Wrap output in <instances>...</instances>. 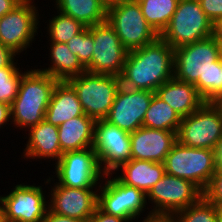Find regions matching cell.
<instances>
[{
  "mask_svg": "<svg viewBox=\"0 0 222 222\" xmlns=\"http://www.w3.org/2000/svg\"><path fill=\"white\" fill-rule=\"evenodd\" d=\"M179 222H217V206L203 196L191 206L175 213Z\"/></svg>",
  "mask_w": 222,
  "mask_h": 222,
  "instance_id": "obj_29",
  "label": "cell"
},
{
  "mask_svg": "<svg viewBox=\"0 0 222 222\" xmlns=\"http://www.w3.org/2000/svg\"><path fill=\"white\" fill-rule=\"evenodd\" d=\"M66 44L69 50L79 58L81 64L86 68L91 63L93 56V26L85 27Z\"/></svg>",
  "mask_w": 222,
  "mask_h": 222,
  "instance_id": "obj_31",
  "label": "cell"
},
{
  "mask_svg": "<svg viewBox=\"0 0 222 222\" xmlns=\"http://www.w3.org/2000/svg\"><path fill=\"white\" fill-rule=\"evenodd\" d=\"M215 162L222 169V139L217 143L215 148Z\"/></svg>",
  "mask_w": 222,
  "mask_h": 222,
  "instance_id": "obj_41",
  "label": "cell"
},
{
  "mask_svg": "<svg viewBox=\"0 0 222 222\" xmlns=\"http://www.w3.org/2000/svg\"><path fill=\"white\" fill-rule=\"evenodd\" d=\"M214 37H222V17L214 23Z\"/></svg>",
  "mask_w": 222,
  "mask_h": 222,
  "instance_id": "obj_42",
  "label": "cell"
},
{
  "mask_svg": "<svg viewBox=\"0 0 222 222\" xmlns=\"http://www.w3.org/2000/svg\"><path fill=\"white\" fill-rule=\"evenodd\" d=\"M219 58L214 35L174 49V78L193 84L207 102V72Z\"/></svg>",
  "mask_w": 222,
  "mask_h": 222,
  "instance_id": "obj_3",
  "label": "cell"
},
{
  "mask_svg": "<svg viewBox=\"0 0 222 222\" xmlns=\"http://www.w3.org/2000/svg\"><path fill=\"white\" fill-rule=\"evenodd\" d=\"M106 6L120 2L121 0H101Z\"/></svg>",
  "mask_w": 222,
  "mask_h": 222,
  "instance_id": "obj_45",
  "label": "cell"
},
{
  "mask_svg": "<svg viewBox=\"0 0 222 222\" xmlns=\"http://www.w3.org/2000/svg\"><path fill=\"white\" fill-rule=\"evenodd\" d=\"M16 55L10 48L0 43V68L7 67L15 59Z\"/></svg>",
  "mask_w": 222,
  "mask_h": 222,
  "instance_id": "obj_38",
  "label": "cell"
},
{
  "mask_svg": "<svg viewBox=\"0 0 222 222\" xmlns=\"http://www.w3.org/2000/svg\"><path fill=\"white\" fill-rule=\"evenodd\" d=\"M0 199L3 219L11 222H41L48 210L42 186L17 184Z\"/></svg>",
  "mask_w": 222,
  "mask_h": 222,
  "instance_id": "obj_15",
  "label": "cell"
},
{
  "mask_svg": "<svg viewBox=\"0 0 222 222\" xmlns=\"http://www.w3.org/2000/svg\"><path fill=\"white\" fill-rule=\"evenodd\" d=\"M119 169L123 173L116 177L122 183L135 187L146 195L166 174L164 163L148 160L131 159L129 162L123 163L117 170L119 171Z\"/></svg>",
  "mask_w": 222,
  "mask_h": 222,
  "instance_id": "obj_22",
  "label": "cell"
},
{
  "mask_svg": "<svg viewBox=\"0 0 222 222\" xmlns=\"http://www.w3.org/2000/svg\"><path fill=\"white\" fill-rule=\"evenodd\" d=\"M163 163L166 174L191 181L202 192L218 168L215 150L188 147L179 141L174 143Z\"/></svg>",
  "mask_w": 222,
  "mask_h": 222,
  "instance_id": "obj_5",
  "label": "cell"
},
{
  "mask_svg": "<svg viewBox=\"0 0 222 222\" xmlns=\"http://www.w3.org/2000/svg\"><path fill=\"white\" fill-rule=\"evenodd\" d=\"M95 123V119L84 114L58 126L62 153L93 147Z\"/></svg>",
  "mask_w": 222,
  "mask_h": 222,
  "instance_id": "obj_23",
  "label": "cell"
},
{
  "mask_svg": "<svg viewBox=\"0 0 222 222\" xmlns=\"http://www.w3.org/2000/svg\"><path fill=\"white\" fill-rule=\"evenodd\" d=\"M180 0H142L139 2L147 23L160 35L167 27Z\"/></svg>",
  "mask_w": 222,
  "mask_h": 222,
  "instance_id": "obj_27",
  "label": "cell"
},
{
  "mask_svg": "<svg viewBox=\"0 0 222 222\" xmlns=\"http://www.w3.org/2000/svg\"><path fill=\"white\" fill-rule=\"evenodd\" d=\"M176 141V132L140 127L130 133L132 159L163 163Z\"/></svg>",
  "mask_w": 222,
  "mask_h": 222,
  "instance_id": "obj_18",
  "label": "cell"
},
{
  "mask_svg": "<svg viewBox=\"0 0 222 222\" xmlns=\"http://www.w3.org/2000/svg\"><path fill=\"white\" fill-rule=\"evenodd\" d=\"M221 139L222 115L213 102H205L181 119L177 141L182 145L215 150Z\"/></svg>",
  "mask_w": 222,
  "mask_h": 222,
  "instance_id": "obj_8",
  "label": "cell"
},
{
  "mask_svg": "<svg viewBox=\"0 0 222 222\" xmlns=\"http://www.w3.org/2000/svg\"><path fill=\"white\" fill-rule=\"evenodd\" d=\"M214 35V24L198 0H180L167 27L159 35L173 49Z\"/></svg>",
  "mask_w": 222,
  "mask_h": 222,
  "instance_id": "obj_4",
  "label": "cell"
},
{
  "mask_svg": "<svg viewBox=\"0 0 222 222\" xmlns=\"http://www.w3.org/2000/svg\"><path fill=\"white\" fill-rule=\"evenodd\" d=\"M21 2H32V0H20Z\"/></svg>",
  "mask_w": 222,
  "mask_h": 222,
  "instance_id": "obj_48",
  "label": "cell"
},
{
  "mask_svg": "<svg viewBox=\"0 0 222 222\" xmlns=\"http://www.w3.org/2000/svg\"><path fill=\"white\" fill-rule=\"evenodd\" d=\"M58 80L38 69L24 72L15 100L11 104V123L27 128L45 120L54 87Z\"/></svg>",
  "mask_w": 222,
  "mask_h": 222,
  "instance_id": "obj_2",
  "label": "cell"
},
{
  "mask_svg": "<svg viewBox=\"0 0 222 222\" xmlns=\"http://www.w3.org/2000/svg\"><path fill=\"white\" fill-rule=\"evenodd\" d=\"M213 103L216 105V107L220 110L221 115H222V96L216 98Z\"/></svg>",
  "mask_w": 222,
  "mask_h": 222,
  "instance_id": "obj_43",
  "label": "cell"
},
{
  "mask_svg": "<svg viewBox=\"0 0 222 222\" xmlns=\"http://www.w3.org/2000/svg\"><path fill=\"white\" fill-rule=\"evenodd\" d=\"M181 119L180 115L167 102L154 94L145 114L142 127L178 133Z\"/></svg>",
  "mask_w": 222,
  "mask_h": 222,
  "instance_id": "obj_26",
  "label": "cell"
},
{
  "mask_svg": "<svg viewBox=\"0 0 222 222\" xmlns=\"http://www.w3.org/2000/svg\"><path fill=\"white\" fill-rule=\"evenodd\" d=\"M217 222H222V206H217Z\"/></svg>",
  "mask_w": 222,
  "mask_h": 222,
  "instance_id": "obj_44",
  "label": "cell"
},
{
  "mask_svg": "<svg viewBox=\"0 0 222 222\" xmlns=\"http://www.w3.org/2000/svg\"><path fill=\"white\" fill-rule=\"evenodd\" d=\"M154 94L152 91L133 90L121 86L105 120L129 133L136 131L142 127Z\"/></svg>",
  "mask_w": 222,
  "mask_h": 222,
  "instance_id": "obj_16",
  "label": "cell"
},
{
  "mask_svg": "<svg viewBox=\"0 0 222 222\" xmlns=\"http://www.w3.org/2000/svg\"><path fill=\"white\" fill-rule=\"evenodd\" d=\"M218 40L220 47V57L222 58V37H215Z\"/></svg>",
  "mask_w": 222,
  "mask_h": 222,
  "instance_id": "obj_46",
  "label": "cell"
},
{
  "mask_svg": "<svg viewBox=\"0 0 222 222\" xmlns=\"http://www.w3.org/2000/svg\"><path fill=\"white\" fill-rule=\"evenodd\" d=\"M84 114L73 86L68 81H58L45 113V121L60 126L62 123Z\"/></svg>",
  "mask_w": 222,
  "mask_h": 222,
  "instance_id": "obj_19",
  "label": "cell"
},
{
  "mask_svg": "<svg viewBox=\"0 0 222 222\" xmlns=\"http://www.w3.org/2000/svg\"><path fill=\"white\" fill-rule=\"evenodd\" d=\"M98 194L97 207L109 215L119 216L127 222L141 215L147 205V195L135 188L122 183L117 177L106 178Z\"/></svg>",
  "mask_w": 222,
  "mask_h": 222,
  "instance_id": "obj_12",
  "label": "cell"
},
{
  "mask_svg": "<svg viewBox=\"0 0 222 222\" xmlns=\"http://www.w3.org/2000/svg\"><path fill=\"white\" fill-rule=\"evenodd\" d=\"M203 197L216 206H222V169L217 168L212 175L207 187L203 191Z\"/></svg>",
  "mask_w": 222,
  "mask_h": 222,
  "instance_id": "obj_33",
  "label": "cell"
},
{
  "mask_svg": "<svg viewBox=\"0 0 222 222\" xmlns=\"http://www.w3.org/2000/svg\"><path fill=\"white\" fill-rule=\"evenodd\" d=\"M93 149L101 170L105 174H114L123 163L132 159L130 133L105 119L96 120Z\"/></svg>",
  "mask_w": 222,
  "mask_h": 222,
  "instance_id": "obj_10",
  "label": "cell"
},
{
  "mask_svg": "<svg viewBox=\"0 0 222 222\" xmlns=\"http://www.w3.org/2000/svg\"><path fill=\"white\" fill-rule=\"evenodd\" d=\"M93 42V56L86 70L120 77L129 51L107 20L93 26Z\"/></svg>",
  "mask_w": 222,
  "mask_h": 222,
  "instance_id": "obj_11",
  "label": "cell"
},
{
  "mask_svg": "<svg viewBox=\"0 0 222 222\" xmlns=\"http://www.w3.org/2000/svg\"><path fill=\"white\" fill-rule=\"evenodd\" d=\"M222 96V58L207 72V102H213Z\"/></svg>",
  "mask_w": 222,
  "mask_h": 222,
  "instance_id": "obj_32",
  "label": "cell"
},
{
  "mask_svg": "<svg viewBox=\"0 0 222 222\" xmlns=\"http://www.w3.org/2000/svg\"><path fill=\"white\" fill-rule=\"evenodd\" d=\"M50 44L49 57L51 59L49 60L52 65H49L48 69H38L39 71L49 74L58 81H68L87 71L79 58L69 50L66 43L51 42Z\"/></svg>",
  "mask_w": 222,
  "mask_h": 222,
  "instance_id": "obj_24",
  "label": "cell"
},
{
  "mask_svg": "<svg viewBox=\"0 0 222 222\" xmlns=\"http://www.w3.org/2000/svg\"><path fill=\"white\" fill-rule=\"evenodd\" d=\"M87 222H127V221L119 216L106 214L97 207L93 215L88 219Z\"/></svg>",
  "mask_w": 222,
  "mask_h": 222,
  "instance_id": "obj_35",
  "label": "cell"
},
{
  "mask_svg": "<svg viewBox=\"0 0 222 222\" xmlns=\"http://www.w3.org/2000/svg\"><path fill=\"white\" fill-rule=\"evenodd\" d=\"M20 3V0H0V18L12 11Z\"/></svg>",
  "mask_w": 222,
  "mask_h": 222,
  "instance_id": "obj_40",
  "label": "cell"
},
{
  "mask_svg": "<svg viewBox=\"0 0 222 222\" xmlns=\"http://www.w3.org/2000/svg\"><path fill=\"white\" fill-rule=\"evenodd\" d=\"M3 219V212H2V201L0 199V221Z\"/></svg>",
  "mask_w": 222,
  "mask_h": 222,
  "instance_id": "obj_47",
  "label": "cell"
},
{
  "mask_svg": "<svg viewBox=\"0 0 222 222\" xmlns=\"http://www.w3.org/2000/svg\"><path fill=\"white\" fill-rule=\"evenodd\" d=\"M41 222H87V221L58 215L56 213L51 212L48 209L45 213L44 218L41 220Z\"/></svg>",
  "mask_w": 222,
  "mask_h": 222,
  "instance_id": "obj_37",
  "label": "cell"
},
{
  "mask_svg": "<svg viewBox=\"0 0 222 222\" xmlns=\"http://www.w3.org/2000/svg\"><path fill=\"white\" fill-rule=\"evenodd\" d=\"M106 20L128 51L139 49L159 37L144 18L139 2L121 0L107 6Z\"/></svg>",
  "mask_w": 222,
  "mask_h": 222,
  "instance_id": "obj_6",
  "label": "cell"
},
{
  "mask_svg": "<svg viewBox=\"0 0 222 222\" xmlns=\"http://www.w3.org/2000/svg\"><path fill=\"white\" fill-rule=\"evenodd\" d=\"M97 191H93V188H69L55 183L50 191L48 209L58 215L88 221L97 208Z\"/></svg>",
  "mask_w": 222,
  "mask_h": 222,
  "instance_id": "obj_17",
  "label": "cell"
},
{
  "mask_svg": "<svg viewBox=\"0 0 222 222\" xmlns=\"http://www.w3.org/2000/svg\"><path fill=\"white\" fill-rule=\"evenodd\" d=\"M0 222H11V221H7L5 219H2Z\"/></svg>",
  "mask_w": 222,
  "mask_h": 222,
  "instance_id": "obj_49",
  "label": "cell"
},
{
  "mask_svg": "<svg viewBox=\"0 0 222 222\" xmlns=\"http://www.w3.org/2000/svg\"><path fill=\"white\" fill-rule=\"evenodd\" d=\"M28 141L24 150V157L51 158L59 161L62 151L59 144L58 126L49 124L43 120L29 128Z\"/></svg>",
  "mask_w": 222,
  "mask_h": 222,
  "instance_id": "obj_21",
  "label": "cell"
},
{
  "mask_svg": "<svg viewBox=\"0 0 222 222\" xmlns=\"http://www.w3.org/2000/svg\"><path fill=\"white\" fill-rule=\"evenodd\" d=\"M142 222H179L175 214L149 212Z\"/></svg>",
  "mask_w": 222,
  "mask_h": 222,
  "instance_id": "obj_36",
  "label": "cell"
},
{
  "mask_svg": "<svg viewBox=\"0 0 222 222\" xmlns=\"http://www.w3.org/2000/svg\"><path fill=\"white\" fill-rule=\"evenodd\" d=\"M49 20L48 32L51 42L66 43L76 34L80 33L86 26L78 20L61 12Z\"/></svg>",
  "mask_w": 222,
  "mask_h": 222,
  "instance_id": "obj_28",
  "label": "cell"
},
{
  "mask_svg": "<svg viewBox=\"0 0 222 222\" xmlns=\"http://www.w3.org/2000/svg\"><path fill=\"white\" fill-rule=\"evenodd\" d=\"M202 196L203 192L191 181L165 174L148 192L147 199L155 205L151 213L175 214Z\"/></svg>",
  "mask_w": 222,
  "mask_h": 222,
  "instance_id": "obj_14",
  "label": "cell"
},
{
  "mask_svg": "<svg viewBox=\"0 0 222 222\" xmlns=\"http://www.w3.org/2000/svg\"><path fill=\"white\" fill-rule=\"evenodd\" d=\"M155 94L167 102L181 118L190 115L206 102L193 84L174 77L163 83Z\"/></svg>",
  "mask_w": 222,
  "mask_h": 222,
  "instance_id": "obj_20",
  "label": "cell"
},
{
  "mask_svg": "<svg viewBox=\"0 0 222 222\" xmlns=\"http://www.w3.org/2000/svg\"><path fill=\"white\" fill-rule=\"evenodd\" d=\"M33 2H21L0 18V43L19 55L33 41L39 13ZM38 15V16H37Z\"/></svg>",
  "mask_w": 222,
  "mask_h": 222,
  "instance_id": "obj_13",
  "label": "cell"
},
{
  "mask_svg": "<svg viewBox=\"0 0 222 222\" xmlns=\"http://www.w3.org/2000/svg\"><path fill=\"white\" fill-rule=\"evenodd\" d=\"M174 77V49L158 37L154 42L128 52L120 75L121 86L155 92Z\"/></svg>",
  "mask_w": 222,
  "mask_h": 222,
  "instance_id": "obj_1",
  "label": "cell"
},
{
  "mask_svg": "<svg viewBox=\"0 0 222 222\" xmlns=\"http://www.w3.org/2000/svg\"><path fill=\"white\" fill-rule=\"evenodd\" d=\"M58 12L90 27L106 21L107 6L101 0H55Z\"/></svg>",
  "mask_w": 222,
  "mask_h": 222,
  "instance_id": "obj_25",
  "label": "cell"
},
{
  "mask_svg": "<svg viewBox=\"0 0 222 222\" xmlns=\"http://www.w3.org/2000/svg\"><path fill=\"white\" fill-rule=\"evenodd\" d=\"M14 60L4 68H0V102L11 105L15 100L23 72L16 67Z\"/></svg>",
  "mask_w": 222,
  "mask_h": 222,
  "instance_id": "obj_30",
  "label": "cell"
},
{
  "mask_svg": "<svg viewBox=\"0 0 222 222\" xmlns=\"http://www.w3.org/2000/svg\"><path fill=\"white\" fill-rule=\"evenodd\" d=\"M85 115L95 120L105 119L121 87L120 77L88 71L70 78Z\"/></svg>",
  "mask_w": 222,
  "mask_h": 222,
  "instance_id": "obj_7",
  "label": "cell"
},
{
  "mask_svg": "<svg viewBox=\"0 0 222 222\" xmlns=\"http://www.w3.org/2000/svg\"><path fill=\"white\" fill-rule=\"evenodd\" d=\"M55 164L56 183L69 188H95L101 178H110L101 170L93 147L63 153Z\"/></svg>",
  "mask_w": 222,
  "mask_h": 222,
  "instance_id": "obj_9",
  "label": "cell"
},
{
  "mask_svg": "<svg viewBox=\"0 0 222 222\" xmlns=\"http://www.w3.org/2000/svg\"><path fill=\"white\" fill-rule=\"evenodd\" d=\"M9 120H12L11 118V105L0 102V127H3V125Z\"/></svg>",
  "mask_w": 222,
  "mask_h": 222,
  "instance_id": "obj_39",
  "label": "cell"
},
{
  "mask_svg": "<svg viewBox=\"0 0 222 222\" xmlns=\"http://www.w3.org/2000/svg\"><path fill=\"white\" fill-rule=\"evenodd\" d=\"M205 15L213 22L222 17V0H198Z\"/></svg>",
  "mask_w": 222,
  "mask_h": 222,
  "instance_id": "obj_34",
  "label": "cell"
}]
</instances>
